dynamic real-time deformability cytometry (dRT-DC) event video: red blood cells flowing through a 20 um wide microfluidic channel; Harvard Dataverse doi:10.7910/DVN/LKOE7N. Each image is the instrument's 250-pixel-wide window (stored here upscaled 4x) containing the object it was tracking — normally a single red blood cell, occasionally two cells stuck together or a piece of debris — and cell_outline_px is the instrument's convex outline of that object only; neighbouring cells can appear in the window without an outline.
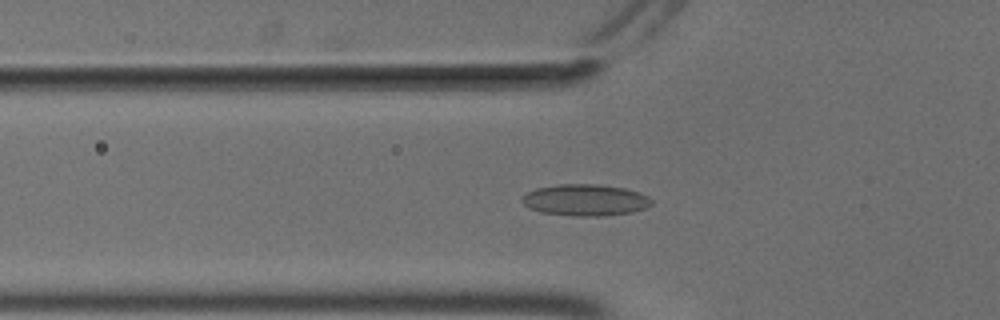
{"species": "common noctule bat (a hibernating species)", "species_latin": "Nyctalus noctula", "temperature_condition": "cold", "stored_images_in_passage": 55, "camera_frame_rate_fps": 3000, "um_per_image_px": 0.085, "animal": {"sex": "male", "body_mass_g": 18.8}, "frame": {"image": 1, "passage_image": 19, "time_ms": 6.0, "image_size_px": [1000, 320], "cell_outline_px": [[652, 204], [644, 208], [632, 212], [600, 216], [576, 216], [540, 212], [528, 208], [520, 200], [528, 192], [536, 188], [556, 184], [600, 184], [624, 188], [648, 196], [652, 200]], "centroid_in_image_um": [49.72, 17.0], "position_along_channel_um": 76.1, "area_um2": 23.76}}
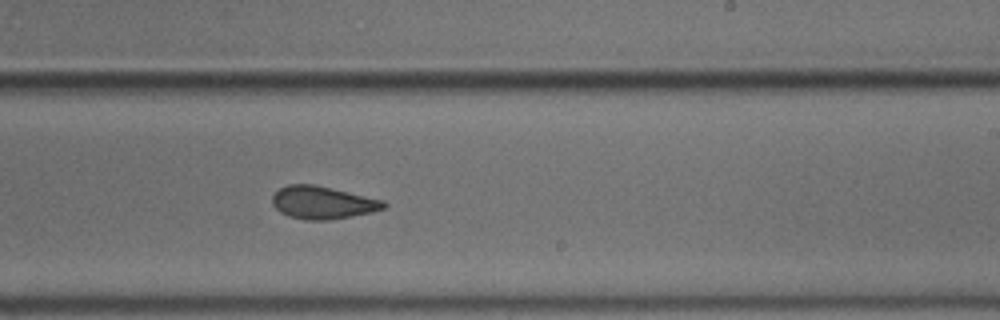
{"frame": {"image": 2, "passage_image": 34, "time_ms": 11.0, "image_size_px": [1000, 320], "cell_outline_px": [[388, 204], [384, 208], [372, 212], [352, 216], [328, 220], [304, 220], [288, 216], [280, 212], [272, 204], [272, 196], [280, 188], [288, 184], [312, 184], [384, 200]], "centroid_in_image_um": [27.41, 17.23], "position_along_channel_um": 261.6, "area_um2": 21.15}}
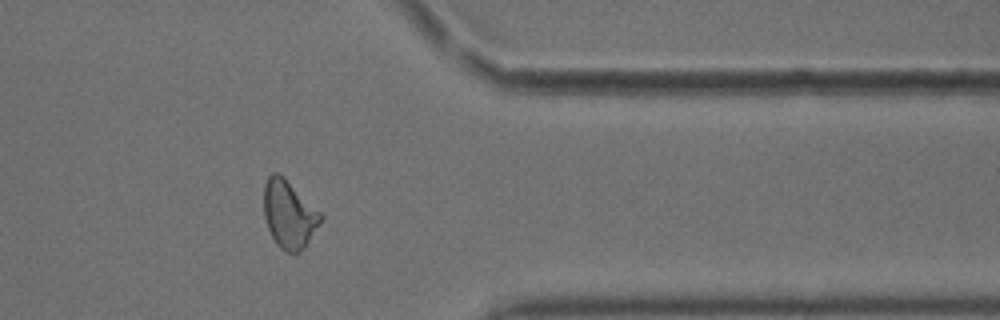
{"frame": {"image": 3, "passage_image": 45, "time_ms": 14.667, "image_size_px": [1000, 320], "cell_outline_px": [[324, 216], [320, 224], [304, 248], [300, 252], [292, 256], [280, 248], [276, 244], [268, 228], [264, 216], [264, 184], [268, 176], [272, 172], [280, 172]], "centroid_in_image_um": [24.56, 18.23], "position_along_channel_um": 386.8, "area_um2": 22.72}, "authors_computed_cell_mechanics": {"area_um2": 22.0218, "velocity_mm_per_s": 3.6909, "shape_relaxation_time_tau1_ms": 4.4352, "shape_relaxation_time_tau2_ms": 1.3047, "deformation_change_tau1": 0.1067, "deformation_change_tau2": 0.0597}}